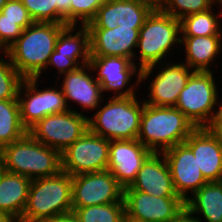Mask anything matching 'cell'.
<instances>
[{
    "mask_svg": "<svg viewBox=\"0 0 222 222\" xmlns=\"http://www.w3.org/2000/svg\"><path fill=\"white\" fill-rule=\"evenodd\" d=\"M66 24L34 22L6 50L11 64L24 78H43L60 32Z\"/></svg>",
    "mask_w": 222,
    "mask_h": 222,
    "instance_id": "1",
    "label": "cell"
},
{
    "mask_svg": "<svg viewBox=\"0 0 222 222\" xmlns=\"http://www.w3.org/2000/svg\"><path fill=\"white\" fill-rule=\"evenodd\" d=\"M196 129L175 106H152L144 103L137 140L154 153L184 143Z\"/></svg>",
    "mask_w": 222,
    "mask_h": 222,
    "instance_id": "2",
    "label": "cell"
},
{
    "mask_svg": "<svg viewBox=\"0 0 222 222\" xmlns=\"http://www.w3.org/2000/svg\"><path fill=\"white\" fill-rule=\"evenodd\" d=\"M180 42V20L161 9H153L139 30L136 47L138 52H135L134 63L142 70L166 60H172L169 59L173 56L170 53L178 44L181 46ZM167 55L170 56L168 59H166ZM137 58L138 63L135 62Z\"/></svg>",
    "mask_w": 222,
    "mask_h": 222,
    "instance_id": "3",
    "label": "cell"
},
{
    "mask_svg": "<svg viewBox=\"0 0 222 222\" xmlns=\"http://www.w3.org/2000/svg\"><path fill=\"white\" fill-rule=\"evenodd\" d=\"M107 98V103L103 99L102 106L88 117L89 130L108 140L137 139L144 99L137 96Z\"/></svg>",
    "mask_w": 222,
    "mask_h": 222,
    "instance_id": "4",
    "label": "cell"
},
{
    "mask_svg": "<svg viewBox=\"0 0 222 222\" xmlns=\"http://www.w3.org/2000/svg\"><path fill=\"white\" fill-rule=\"evenodd\" d=\"M72 176L64 171L33 179L26 208L18 222H41L72 212Z\"/></svg>",
    "mask_w": 222,
    "mask_h": 222,
    "instance_id": "5",
    "label": "cell"
},
{
    "mask_svg": "<svg viewBox=\"0 0 222 222\" xmlns=\"http://www.w3.org/2000/svg\"><path fill=\"white\" fill-rule=\"evenodd\" d=\"M5 171L31 180L58 174L61 153L35 140L29 133L1 148Z\"/></svg>",
    "mask_w": 222,
    "mask_h": 222,
    "instance_id": "6",
    "label": "cell"
},
{
    "mask_svg": "<svg viewBox=\"0 0 222 222\" xmlns=\"http://www.w3.org/2000/svg\"><path fill=\"white\" fill-rule=\"evenodd\" d=\"M214 75L213 71H194L175 105L196 128L210 123L221 97Z\"/></svg>",
    "mask_w": 222,
    "mask_h": 222,
    "instance_id": "7",
    "label": "cell"
},
{
    "mask_svg": "<svg viewBox=\"0 0 222 222\" xmlns=\"http://www.w3.org/2000/svg\"><path fill=\"white\" fill-rule=\"evenodd\" d=\"M182 60V61H181ZM180 62L171 60L158 63L140 70V85L149 79V91L144 103L152 106H175L180 92L184 89L188 79L194 72L181 59ZM156 69L157 72H156ZM156 72L154 77V73ZM153 76H152V75ZM153 79H151V77Z\"/></svg>",
    "mask_w": 222,
    "mask_h": 222,
    "instance_id": "8",
    "label": "cell"
},
{
    "mask_svg": "<svg viewBox=\"0 0 222 222\" xmlns=\"http://www.w3.org/2000/svg\"><path fill=\"white\" fill-rule=\"evenodd\" d=\"M44 117L32 126L28 133L38 142L63 152L88 129V114L74 109Z\"/></svg>",
    "mask_w": 222,
    "mask_h": 222,
    "instance_id": "9",
    "label": "cell"
},
{
    "mask_svg": "<svg viewBox=\"0 0 222 222\" xmlns=\"http://www.w3.org/2000/svg\"><path fill=\"white\" fill-rule=\"evenodd\" d=\"M110 140L89 129L61 152V170L71 176L107 170Z\"/></svg>",
    "mask_w": 222,
    "mask_h": 222,
    "instance_id": "10",
    "label": "cell"
},
{
    "mask_svg": "<svg viewBox=\"0 0 222 222\" xmlns=\"http://www.w3.org/2000/svg\"><path fill=\"white\" fill-rule=\"evenodd\" d=\"M89 63L93 71L97 72L95 77L103 93L113 92L111 97L136 96L140 89V69L131 59L119 56L91 57ZM135 75L134 84H130Z\"/></svg>",
    "mask_w": 222,
    "mask_h": 222,
    "instance_id": "11",
    "label": "cell"
},
{
    "mask_svg": "<svg viewBox=\"0 0 222 222\" xmlns=\"http://www.w3.org/2000/svg\"><path fill=\"white\" fill-rule=\"evenodd\" d=\"M123 187L109 170L72 176V209L123 201Z\"/></svg>",
    "mask_w": 222,
    "mask_h": 222,
    "instance_id": "12",
    "label": "cell"
},
{
    "mask_svg": "<svg viewBox=\"0 0 222 222\" xmlns=\"http://www.w3.org/2000/svg\"><path fill=\"white\" fill-rule=\"evenodd\" d=\"M125 218L133 222H168L184 207L179 196L157 197L134 189H123Z\"/></svg>",
    "mask_w": 222,
    "mask_h": 222,
    "instance_id": "13",
    "label": "cell"
},
{
    "mask_svg": "<svg viewBox=\"0 0 222 222\" xmlns=\"http://www.w3.org/2000/svg\"><path fill=\"white\" fill-rule=\"evenodd\" d=\"M90 71V72H89ZM90 63L77 67L62 76L60 88L66 99L68 108L74 102L79 105L82 110L80 113L85 115L86 111L96 110L103 102V90L100 83L96 79ZM93 75V76H92ZM71 101V103H70ZM69 103V104H68ZM85 111V112H84Z\"/></svg>",
    "mask_w": 222,
    "mask_h": 222,
    "instance_id": "14",
    "label": "cell"
},
{
    "mask_svg": "<svg viewBox=\"0 0 222 222\" xmlns=\"http://www.w3.org/2000/svg\"><path fill=\"white\" fill-rule=\"evenodd\" d=\"M168 163L174 188L184 201L208 181L204 178L192 150L185 144H177L162 152Z\"/></svg>",
    "mask_w": 222,
    "mask_h": 222,
    "instance_id": "15",
    "label": "cell"
},
{
    "mask_svg": "<svg viewBox=\"0 0 222 222\" xmlns=\"http://www.w3.org/2000/svg\"><path fill=\"white\" fill-rule=\"evenodd\" d=\"M152 153L137 139L110 140L107 170L123 188L128 187L136 179L142 164Z\"/></svg>",
    "mask_w": 222,
    "mask_h": 222,
    "instance_id": "16",
    "label": "cell"
},
{
    "mask_svg": "<svg viewBox=\"0 0 222 222\" xmlns=\"http://www.w3.org/2000/svg\"><path fill=\"white\" fill-rule=\"evenodd\" d=\"M153 8L140 0H107L98 9L88 28L113 29L116 26L140 29Z\"/></svg>",
    "mask_w": 222,
    "mask_h": 222,
    "instance_id": "17",
    "label": "cell"
},
{
    "mask_svg": "<svg viewBox=\"0 0 222 222\" xmlns=\"http://www.w3.org/2000/svg\"><path fill=\"white\" fill-rule=\"evenodd\" d=\"M90 33V56H119L134 62L139 30L116 26L113 29L88 28Z\"/></svg>",
    "mask_w": 222,
    "mask_h": 222,
    "instance_id": "18",
    "label": "cell"
},
{
    "mask_svg": "<svg viewBox=\"0 0 222 222\" xmlns=\"http://www.w3.org/2000/svg\"><path fill=\"white\" fill-rule=\"evenodd\" d=\"M184 143L192 150L204 178L208 182L222 181V138L200 127Z\"/></svg>",
    "mask_w": 222,
    "mask_h": 222,
    "instance_id": "19",
    "label": "cell"
},
{
    "mask_svg": "<svg viewBox=\"0 0 222 222\" xmlns=\"http://www.w3.org/2000/svg\"><path fill=\"white\" fill-rule=\"evenodd\" d=\"M124 189H134L157 197L178 196L163 153H152L142 164L133 183Z\"/></svg>",
    "mask_w": 222,
    "mask_h": 222,
    "instance_id": "20",
    "label": "cell"
},
{
    "mask_svg": "<svg viewBox=\"0 0 222 222\" xmlns=\"http://www.w3.org/2000/svg\"><path fill=\"white\" fill-rule=\"evenodd\" d=\"M185 52L184 63L194 71H213L210 67L222 52V35L181 36ZM217 55H219L217 57Z\"/></svg>",
    "mask_w": 222,
    "mask_h": 222,
    "instance_id": "21",
    "label": "cell"
},
{
    "mask_svg": "<svg viewBox=\"0 0 222 222\" xmlns=\"http://www.w3.org/2000/svg\"><path fill=\"white\" fill-rule=\"evenodd\" d=\"M31 182L26 176L4 171L0 176V211L19 221L26 208Z\"/></svg>",
    "mask_w": 222,
    "mask_h": 222,
    "instance_id": "22",
    "label": "cell"
},
{
    "mask_svg": "<svg viewBox=\"0 0 222 222\" xmlns=\"http://www.w3.org/2000/svg\"><path fill=\"white\" fill-rule=\"evenodd\" d=\"M185 207L196 217L197 222H222V181L204 184L189 196Z\"/></svg>",
    "mask_w": 222,
    "mask_h": 222,
    "instance_id": "23",
    "label": "cell"
},
{
    "mask_svg": "<svg viewBox=\"0 0 222 222\" xmlns=\"http://www.w3.org/2000/svg\"><path fill=\"white\" fill-rule=\"evenodd\" d=\"M77 27V29H76ZM79 28V29H78ZM75 30V32H74ZM55 51L77 67L90 62V33L86 25H67L59 34Z\"/></svg>",
    "mask_w": 222,
    "mask_h": 222,
    "instance_id": "24",
    "label": "cell"
},
{
    "mask_svg": "<svg viewBox=\"0 0 222 222\" xmlns=\"http://www.w3.org/2000/svg\"><path fill=\"white\" fill-rule=\"evenodd\" d=\"M39 78H26L20 84L17 100L20 117L27 131L42 119L41 90Z\"/></svg>",
    "mask_w": 222,
    "mask_h": 222,
    "instance_id": "25",
    "label": "cell"
},
{
    "mask_svg": "<svg viewBox=\"0 0 222 222\" xmlns=\"http://www.w3.org/2000/svg\"><path fill=\"white\" fill-rule=\"evenodd\" d=\"M220 8L217 14L214 12ZM222 5L215 4L212 8L187 15L180 19L181 36H212L222 35Z\"/></svg>",
    "mask_w": 222,
    "mask_h": 222,
    "instance_id": "26",
    "label": "cell"
},
{
    "mask_svg": "<svg viewBox=\"0 0 222 222\" xmlns=\"http://www.w3.org/2000/svg\"><path fill=\"white\" fill-rule=\"evenodd\" d=\"M28 133L20 117L18 100H0V148Z\"/></svg>",
    "mask_w": 222,
    "mask_h": 222,
    "instance_id": "27",
    "label": "cell"
},
{
    "mask_svg": "<svg viewBox=\"0 0 222 222\" xmlns=\"http://www.w3.org/2000/svg\"><path fill=\"white\" fill-rule=\"evenodd\" d=\"M73 213L79 222H124L125 203H108L75 208Z\"/></svg>",
    "mask_w": 222,
    "mask_h": 222,
    "instance_id": "28",
    "label": "cell"
},
{
    "mask_svg": "<svg viewBox=\"0 0 222 222\" xmlns=\"http://www.w3.org/2000/svg\"><path fill=\"white\" fill-rule=\"evenodd\" d=\"M23 79L11 64L8 53L6 51L1 52L0 100H17L18 90Z\"/></svg>",
    "mask_w": 222,
    "mask_h": 222,
    "instance_id": "29",
    "label": "cell"
},
{
    "mask_svg": "<svg viewBox=\"0 0 222 222\" xmlns=\"http://www.w3.org/2000/svg\"><path fill=\"white\" fill-rule=\"evenodd\" d=\"M215 4L214 0H165L161 10L180 20L187 15L206 11Z\"/></svg>",
    "mask_w": 222,
    "mask_h": 222,
    "instance_id": "30",
    "label": "cell"
},
{
    "mask_svg": "<svg viewBox=\"0 0 222 222\" xmlns=\"http://www.w3.org/2000/svg\"><path fill=\"white\" fill-rule=\"evenodd\" d=\"M107 0H71L70 25H87Z\"/></svg>",
    "mask_w": 222,
    "mask_h": 222,
    "instance_id": "31",
    "label": "cell"
},
{
    "mask_svg": "<svg viewBox=\"0 0 222 222\" xmlns=\"http://www.w3.org/2000/svg\"><path fill=\"white\" fill-rule=\"evenodd\" d=\"M41 88L42 119L48 115L63 113L70 110L64 94L59 86ZM57 87V88H56Z\"/></svg>",
    "mask_w": 222,
    "mask_h": 222,
    "instance_id": "32",
    "label": "cell"
},
{
    "mask_svg": "<svg viewBox=\"0 0 222 222\" xmlns=\"http://www.w3.org/2000/svg\"><path fill=\"white\" fill-rule=\"evenodd\" d=\"M34 22L56 23V0H23Z\"/></svg>",
    "mask_w": 222,
    "mask_h": 222,
    "instance_id": "33",
    "label": "cell"
},
{
    "mask_svg": "<svg viewBox=\"0 0 222 222\" xmlns=\"http://www.w3.org/2000/svg\"><path fill=\"white\" fill-rule=\"evenodd\" d=\"M0 12L4 18L17 21L23 30L34 23L22 2L8 0Z\"/></svg>",
    "mask_w": 222,
    "mask_h": 222,
    "instance_id": "34",
    "label": "cell"
},
{
    "mask_svg": "<svg viewBox=\"0 0 222 222\" xmlns=\"http://www.w3.org/2000/svg\"><path fill=\"white\" fill-rule=\"evenodd\" d=\"M17 21L4 18L0 12V47L6 51L22 34Z\"/></svg>",
    "mask_w": 222,
    "mask_h": 222,
    "instance_id": "35",
    "label": "cell"
},
{
    "mask_svg": "<svg viewBox=\"0 0 222 222\" xmlns=\"http://www.w3.org/2000/svg\"><path fill=\"white\" fill-rule=\"evenodd\" d=\"M67 57L68 56L59 55V53L54 50L50 56L46 69L43 72H46L48 68L50 69L51 66L56 68V70L58 71L55 74L58 75V78L55 79H57V82H59V78H61V75L75 70L77 68V66Z\"/></svg>",
    "mask_w": 222,
    "mask_h": 222,
    "instance_id": "36",
    "label": "cell"
},
{
    "mask_svg": "<svg viewBox=\"0 0 222 222\" xmlns=\"http://www.w3.org/2000/svg\"><path fill=\"white\" fill-rule=\"evenodd\" d=\"M206 128L222 138V100H220V97H218L213 117Z\"/></svg>",
    "mask_w": 222,
    "mask_h": 222,
    "instance_id": "37",
    "label": "cell"
},
{
    "mask_svg": "<svg viewBox=\"0 0 222 222\" xmlns=\"http://www.w3.org/2000/svg\"><path fill=\"white\" fill-rule=\"evenodd\" d=\"M71 0H56V23L70 25Z\"/></svg>",
    "mask_w": 222,
    "mask_h": 222,
    "instance_id": "38",
    "label": "cell"
},
{
    "mask_svg": "<svg viewBox=\"0 0 222 222\" xmlns=\"http://www.w3.org/2000/svg\"><path fill=\"white\" fill-rule=\"evenodd\" d=\"M168 222H197L196 217L184 207L172 220Z\"/></svg>",
    "mask_w": 222,
    "mask_h": 222,
    "instance_id": "39",
    "label": "cell"
},
{
    "mask_svg": "<svg viewBox=\"0 0 222 222\" xmlns=\"http://www.w3.org/2000/svg\"><path fill=\"white\" fill-rule=\"evenodd\" d=\"M41 222H79V220L72 211L66 214L53 216L52 218L46 219Z\"/></svg>",
    "mask_w": 222,
    "mask_h": 222,
    "instance_id": "40",
    "label": "cell"
},
{
    "mask_svg": "<svg viewBox=\"0 0 222 222\" xmlns=\"http://www.w3.org/2000/svg\"><path fill=\"white\" fill-rule=\"evenodd\" d=\"M140 1L149 4L153 9H161L165 4V0H140Z\"/></svg>",
    "mask_w": 222,
    "mask_h": 222,
    "instance_id": "41",
    "label": "cell"
},
{
    "mask_svg": "<svg viewBox=\"0 0 222 222\" xmlns=\"http://www.w3.org/2000/svg\"><path fill=\"white\" fill-rule=\"evenodd\" d=\"M0 222H18L15 218L11 215L0 211Z\"/></svg>",
    "mask_w": 222,
    "mask_h": 222,
    "instance_id": "42",
    "label": "cell"
},
{
    "mask_svg": "<svg viewBox=\"0 0 222 222\" xmlns=\"http://www.w3.org/2000/svg\"><path fill=\"white\" fill-rule=\"evenodd\" d=\"M4 171H5V169H4V158H3L2 150L0 148V176L2 175V173Z\"/></svg>",
    "mask_w": 222,
    "mask_h": 222,
    "instance_id": "43",
    "label": "cell"
},
{
    "mask_svg": "<svg viewBox=\"0 0 222 222\" xmlns=\"http://www.w3.org/2000/svg\"><path fill=\"white\" fill-rule=\"evenodd\" d=\"M8 0H0V11L4 7V5L7 3Z\"/></svg>",
    "mask_w": 222,
    "mask_h": 222,
    "instance_id": "44",
    "label": "cell"
},
{
    "mask_svg": "<svg viewBox=\"0 0 222 222\" xmlns=\"http://www.w3.org/2000/svg\"><path fill=\"white\" fill-rule=\"evenodd\" d=\"M216 4L222 5V0H214Z\"/></svg>",
    "mask_w": 222,
    "mask_h": 222,
    "instance_id": "45",
    "label": "cell"
},
{
    "mask_svg": "<svg viewBox=\"0 0 222 222\" xmlns=\"http://www.w3.org/2000/svg\"><path fill=\"white\" fill-rule=\"evenodd\" d=\"M9 1H17V2H22L23 0H9Z\"/></svg>",
    "mask_w": 222,
    "mask_h": 222,
    "instance_id": "46",
    "label": "cell"
},
{
    "mask_svg": "<svg viewBox=\"0 0 222 222\" xmlns=\"http://www.w3.org/2000/svg\"><path fill=\"white\" fill-rule=\"evenodd\" d=\"M124 222H133V221H130V220L125 218Z\"/></svg>",
    "mask_w": 222,
    "mask_h": 222,
    "instance_id": "47",
    "label": "cell"
}]
</instances>
